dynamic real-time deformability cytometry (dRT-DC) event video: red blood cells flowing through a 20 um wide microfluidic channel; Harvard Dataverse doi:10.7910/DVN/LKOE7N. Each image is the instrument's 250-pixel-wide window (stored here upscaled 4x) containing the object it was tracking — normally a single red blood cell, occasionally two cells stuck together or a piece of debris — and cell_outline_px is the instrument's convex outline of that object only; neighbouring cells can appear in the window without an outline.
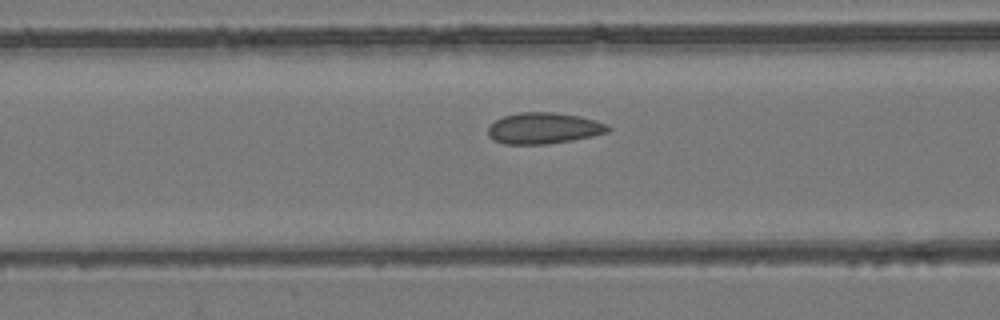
{"species": "common noctule bat (a hibernating species)", "species_latin": "Nyctalus noctula", "temperature_condition": "room temperature", "stored_images_in_passage": 44, "camera_frame_rate_fps": 3000, "um_per_image_px": 0.085, "animal": {"sex": "female", "body_mass_g": 24.6, "forearm_length_mm": 56.2}, "frame": {"image": 1, "passage_image": 12, "time_ms": 3.667, "image_size_px": [1000, 320], "cell_outline_px": [[612, 128], [608, 132], [592, 136], [572, 140], [548, 144], [504, 144], [492, 140], [488, 136], [488, 128], [496, 120], [504, 116], [520, 112], [552, 112], [580, 116], [604, 124]], "centroid_in_image_um": [46.18, 10.91], "position_along_channel_um": 120.4, "area_um2": 21.68}}
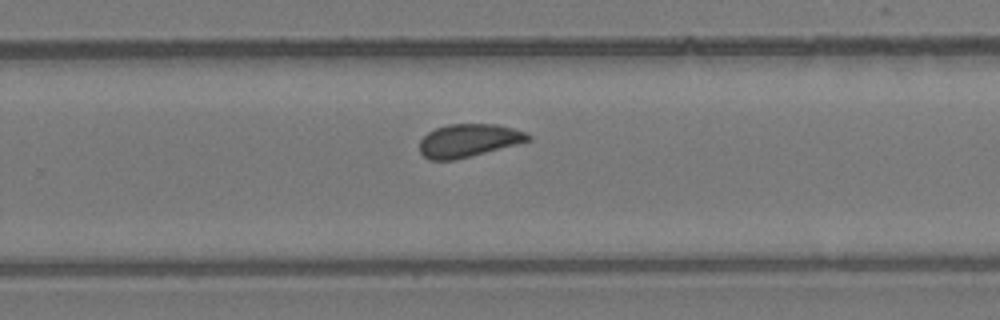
{"frame": {"image": 2, "passage_image": 25, "time_ms": 8.0, "image_size_px": [1000, 320], "cell_outline_px": [[532, 140], [456, 160], [428, 160], [420, 152], [420, 140], [428, 132], [436, 128], [448, 124], [496, 124], [512, 128], [524, 132], [532, 136]], "centroid_in_image_um": [39.82, 11.95], "position_along_channel_um": 290.0, "area_um2": 20.87}}
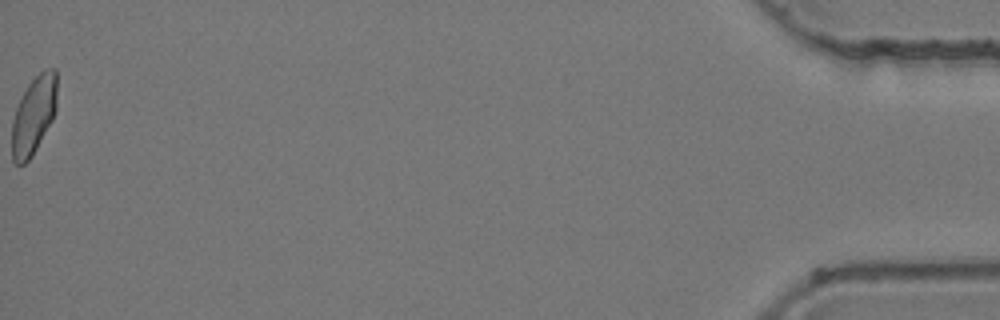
{"frame": {"image": 3, "passage_image": 44, "time_ms": 14.333, "image_size_px": [1000, 320], "cell_outline_px": [[56, 108], [52, 120], [32, 156], [24, 164], [16, 164], [12, 160], [12, 120], [16, 108], [28, 84], [44, 68], [56, 68]], "centroid_in_image_um": [2.86, 9.79], "position_along_channel_um": 432.3, "area_um2": 20.35}, "authors_computed_cell_mechanics": {"area_um2": 21.1259, "velocity_mm_per_s": 3.9162, "shape_relaxation_time_tau1_ms": null, "shape_relaxation_time_tau2_ms": 1.3068, "deformation_change_tau1": null, "deformation_change_tau2": 0.0521}}